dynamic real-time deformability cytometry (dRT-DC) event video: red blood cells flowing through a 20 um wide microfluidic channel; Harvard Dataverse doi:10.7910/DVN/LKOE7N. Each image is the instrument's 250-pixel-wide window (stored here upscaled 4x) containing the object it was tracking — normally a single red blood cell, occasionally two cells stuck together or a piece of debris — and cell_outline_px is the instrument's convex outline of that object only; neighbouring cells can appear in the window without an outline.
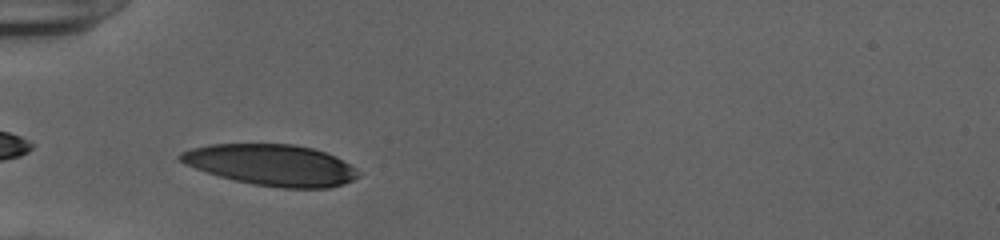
{"species": "human", "species_latin": "Homo sapiens", "temperature_condition": "cold", "stored_images_in_passage": 35, "camera_frame_rate_fps": 3000, "um_per_image_px": 0.085, "donor": {"sex": "female"}, "frame": {"image": 1, "passage_image": 3, "time_ms": 0.667, "image_size_px": [1000, 240], "cell_outline_px": [[360, 176], [344, 184], [328, 188], [280, 188], [252, 184], [220, 176], [184, 164], [176, 156], [180, 152], [192, 148], [212, 144], [292, 144], [312, 148], [336, 156], [356, 168], [360, 172]], "centroid_in_image_um": [23.09, 14.02], "position_along_channel_um": 61.9, "area_um2": 42.66}}
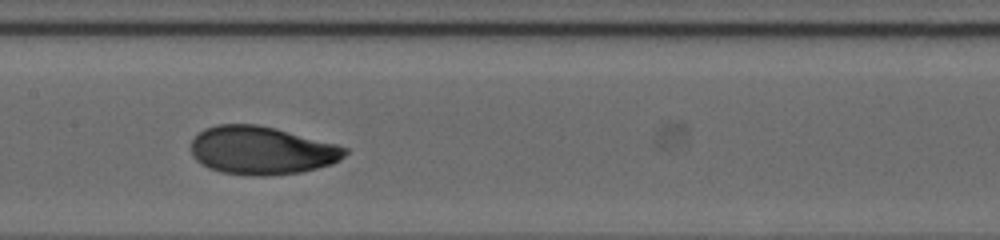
{"frame": {"image": 2, "passage_image": 13, "time_ms": 4.0, "image_size_px": [1000, 240], "cell_outline_px": [[348, 152], [340, 160], [332, 164], [300, 172], [264, 176], [252, 176], [220, 172], [208, 168], [200, 164], [192, 156], [192, 140], [204, 128], [216, 124], [256, 124], [276, 128], [336, 144], [348, 148]], "centroid_in_image_um": [22.23, 12.79], "position_along_channel_um": 185.2, "area_um2": 43.35}}
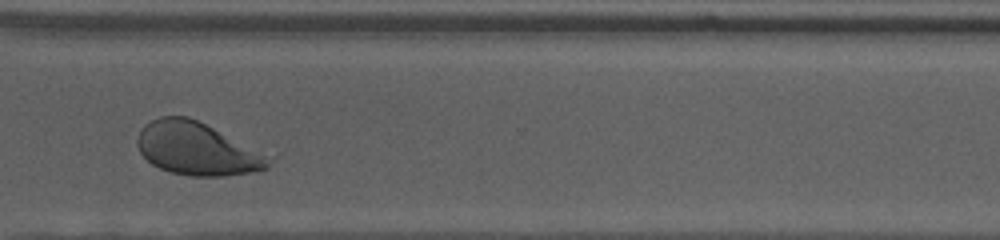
{"frame": {"image": 3, "passage_image": 26, "time_ms": 8.333, "image_size_px": [1000, 240], "cell_outline_px": [[276, 156], [268, 168], [252, 172], [224, 176], [192, 176], [168, 172], [152, 164], [140, 152], [136, 144], [136, 140], [140, 128], [144, 124], [160, 116], [188, 116]], "centroid_in_image_um": [16.81, 12.65], "position_along_channel_um": 353.8, "area_um2": 41.15}, "authors_computed_cell_mechanics": {"area_um2": 42.6564, "velocity_mm_per_s": 3.8961, "shape_relaxation_time_tau1_ms": 3.5591, "shape_relaxation_time_tau2_ms": 1.3814, "deformation_change_tau1": 0.1865, "deformation_change_tau2": 0.0485}}